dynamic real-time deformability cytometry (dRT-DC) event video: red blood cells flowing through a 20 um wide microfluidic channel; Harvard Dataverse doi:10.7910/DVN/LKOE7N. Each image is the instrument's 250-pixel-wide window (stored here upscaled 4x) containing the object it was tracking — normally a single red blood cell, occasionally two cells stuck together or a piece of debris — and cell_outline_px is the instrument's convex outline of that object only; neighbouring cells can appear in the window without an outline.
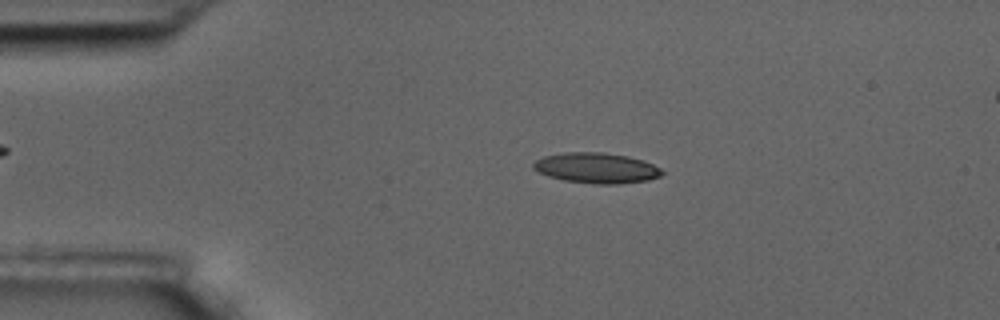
{"species": "common noctule bat (a hibernating species)", "species_latin": "Nyctalus noctula", "temperature_condition": "room temperature", "stored_images_in_passage": 57, "camera_frame_rate_fps": 3000, "um_per_image_px": 0.085, "animal": {"sex": "male", "body_mass_g": 17.5, "forearm_length_mm": 52.3}, "frame": {"image": 1, "passage_image": 11, "time_ms": 3.333, "image_size_px": [1000, 320], "cell_outline_px": [[664, 172], [660, 176], [648, 180], [616, 184], [596, 184], [564, 180], [548, 176], [532, 168], [532, 164], [536, 160], [544, 156], [564, 152], [604, 152], [628, 156], [644, 160], [660, 168]], "centroid_in_image_um": [50.7, 14.27], "position_along_channel_um": 34.3, "area_um2": 22.83}}
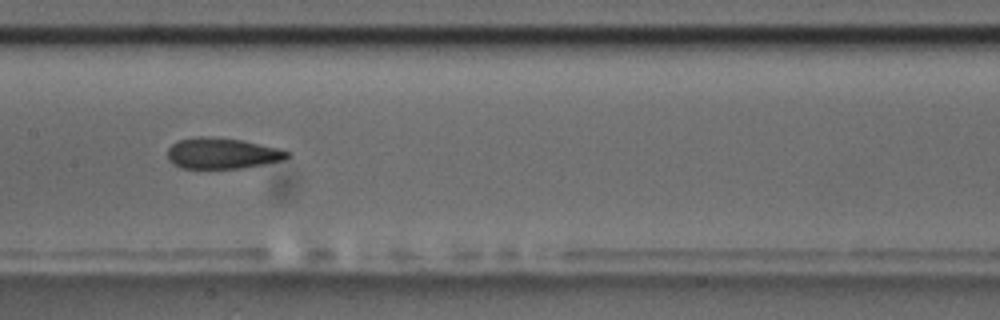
{"frame": {"image": 2, "passage_image": 28, "time_ms": 9.0, "image_size_px": [1000, 320], "cell_outline_px": [[292, 156], [284, 160], [244, 168], [180, 168], [172, 164], [168, 160], [168, 148], [176, 140], [196, 136], [208, 136], [244, 140], [284, 148], [292, 152]], "centroid_in_image_um": [18.95, 13.02], "position_along_channel_um": 188.5, "area_um2": 22.25}}
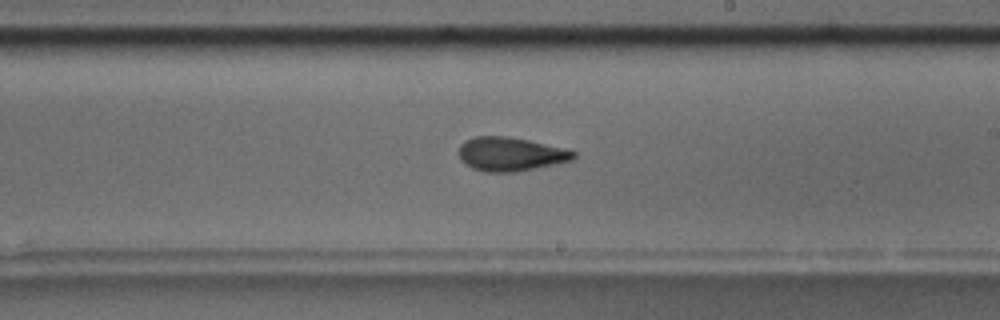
{"frame": {"image": 3, "passage_image": 33, "time_ms": 10.667, "image_size_px": [1000, 320], "cell_outline_px": [[576, 156], [572, 160], [516, 172], [484, 172], [472, 168], [464, 164], [460, 160], [460, 144], [464, 140], [476, 136], [508, 136], [528, 140], [576, 152]], "centroid_in_image_um": [43.33, 13.1], "position_along_channel_um": 245.7, "area_um2": 22.43}, "authors_computed_cell_mechanics": {"area_um2": 22.0796, "velocity_mm_per_s": 3.439, "shape_relaxation_time_tau1_ms": 9.5029, "shape_relaxation_time_tau2_ms": 2.406, "deformation_change_tau1": 0.2203, "deformation_change_tau2": 0.1024}}